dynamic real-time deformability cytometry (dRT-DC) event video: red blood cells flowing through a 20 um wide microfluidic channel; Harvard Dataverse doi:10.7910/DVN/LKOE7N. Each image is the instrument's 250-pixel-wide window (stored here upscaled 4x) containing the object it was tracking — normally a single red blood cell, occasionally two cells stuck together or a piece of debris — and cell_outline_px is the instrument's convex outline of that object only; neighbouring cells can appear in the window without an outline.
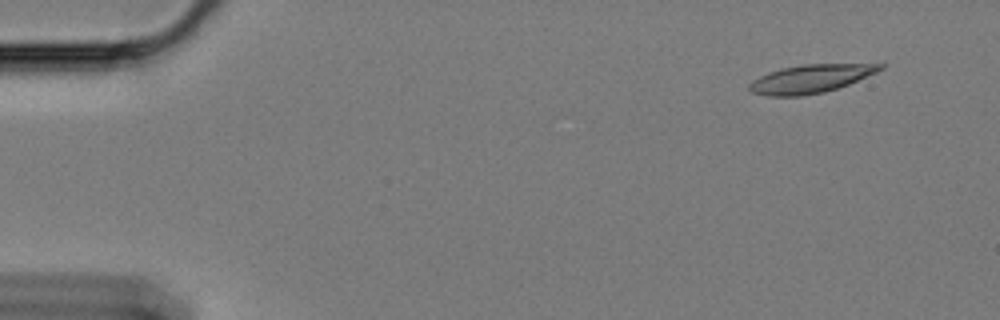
{"species": "Egyptian fruit bat (a non-hibernating species)", "species_latin": "Rousettus aegyptiacus", "temperature_condition": "cold", "stored_images_in_passage": 18, "camera_frame_rate_fps": 3000, "um_per_image_px": 0.085, "animal": {"sex": "female"}, "frame": {"image": 1, "passage_image": 3, "time_ms": 0.667, "image_size_px": [1000, 320], "cell_outline_px": [[888, 64], [884, 68], [876, 72], [848, 84], [824, 92], [800, 96], [768, 96], [752, 92], [748, 88], [748, 84], [752, 80], [768, 72], [780, 68], [800, 64]], "centroid_in_image_um": [68.86, 6.69], "position_along_channel_um": 16.1, "area_um2": 21.5}}
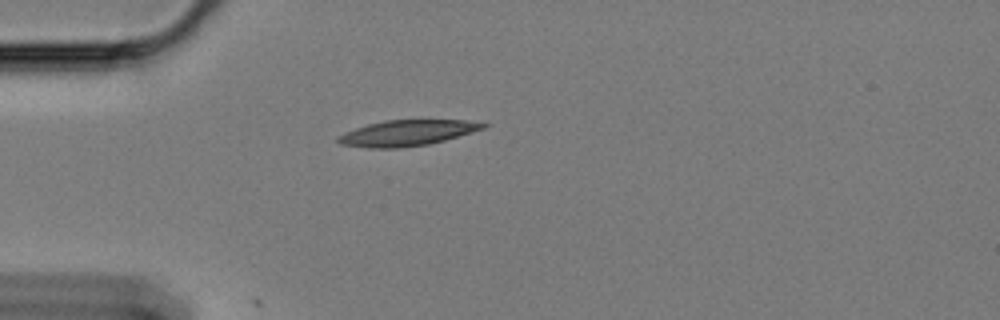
{"frame": {"image": 2, "passage_image": 15, "time_ms": 4.667, "image_size_px": [1000, 320], "cell_outline_px": [[488, 124], [484, 128], [472, 132], [444, 140], [428, 144], [400, 148], [368, 148], [340, 144], [336, 140], [336, 136], [344, 132], [368, 124], [384, 120], [468, 120]], "centroid_in_image_um": [34.55, 11.3], "position_along_channel_um": 50.4, "area_um2": 21.73}}